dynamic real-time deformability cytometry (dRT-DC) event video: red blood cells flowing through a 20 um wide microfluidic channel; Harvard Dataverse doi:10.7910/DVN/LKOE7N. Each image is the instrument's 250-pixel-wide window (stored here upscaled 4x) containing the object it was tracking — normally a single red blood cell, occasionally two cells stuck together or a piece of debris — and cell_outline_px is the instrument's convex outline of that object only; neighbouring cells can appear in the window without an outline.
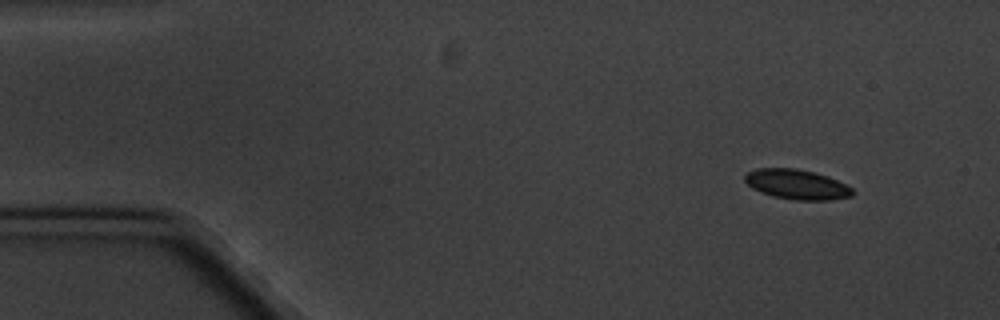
{"species": "common noctule bat (a hibernating species)", "species_latin": "Nyctalus noctula", "temperature_condition": "cold", "stored_images_in_passage": 4, "camera_frame_rate_fps": 3000, "um_per_image_px": 0.085, "animal": {"sex": "male", "body_mass_g": 20.1, "forearm_length_mm": 53.5}, "frame": {"image": 1, "passage_image": 1, "time_ms": 0.0, "image_size_px": [1000, 320], "cell_outline_px": [[852, 196], [832, 200], [796, 200], [772, 196], [760, 192], [752, 188], [744, 180], [744, 176], [748, 172], [756, 168], [796, 168], [828, 176], [852, 188]], "centroid_in_image_um": [67.7, 15.67], "position_along_channel_um": 17.3, "area_um2": 18.67}}
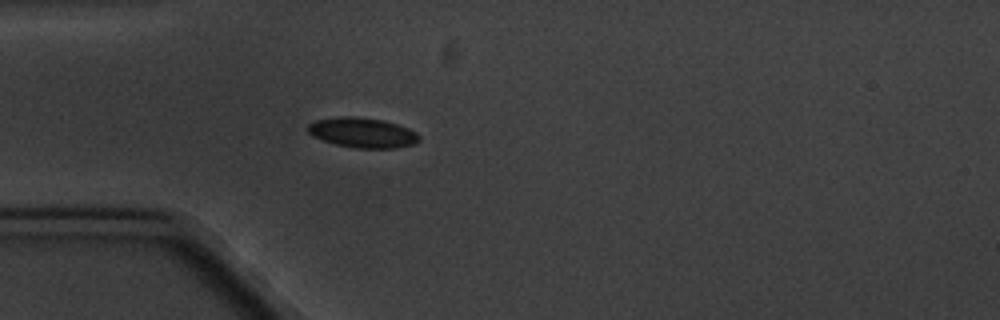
{"frame": {"image": 2, "passage_image": 4, "time_ms": 3.667, "image_size_px": [1000, 320], "cell_outline_px": [[420, 140], [416, 144], [396, 148], [352, 148], [336, 144], [312, 136], [308, 132], [308, 124], [316, 120], [340, 116], [356, 116], [384, 120], [408, 128], [416, 132], [420, 136]], "centroid_in_image_um": [30.84, 11.28], "position_along_channel_um": 54.2, "area_um2": 19.59}}